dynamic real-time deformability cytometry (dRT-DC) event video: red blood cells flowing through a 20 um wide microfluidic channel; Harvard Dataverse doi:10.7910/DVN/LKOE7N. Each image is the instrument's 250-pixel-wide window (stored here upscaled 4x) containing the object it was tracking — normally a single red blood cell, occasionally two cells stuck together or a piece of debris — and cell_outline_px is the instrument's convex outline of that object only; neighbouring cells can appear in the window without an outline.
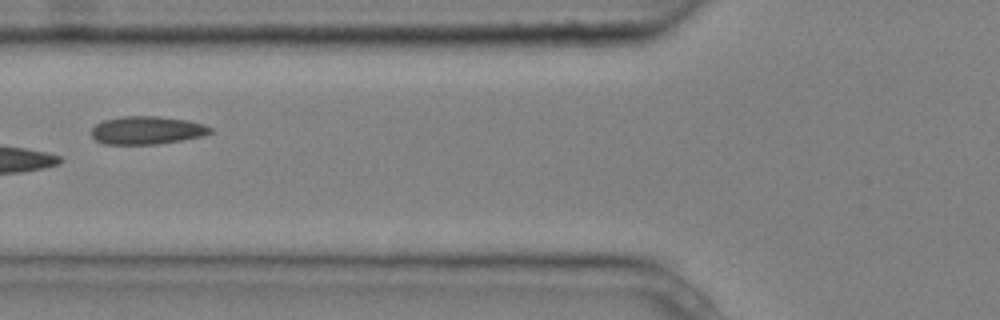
{"species": "common noctule bat (a hibernating species)", "species_latin": "Nyctalus noctula", "temperature_condition": "cold", "stored_images_in_passage": 5, "camera_frame_rate_fps": 3000, "um_per_image_px": 0.085, "animal": {"sex": "male", "body_mass_g": 20.4}, "frame": {"image": 1, "passage_image": 5, "time_ms": 1.333, "image_size_px": [1000, 320], "cell_outline_px": [[212, 132], [204, 136], [156, 144], [104, 144], [96, 140], [92, 136], [92, 128], [96, 124], [104, 120], [120, 116], [156, 116], [188, 120], [204, 124], [212, 128]], "centroid_in_image_um": [12.5, 11.07], "position_along_channel_um": 113.3, "area_um2": 19.42}}